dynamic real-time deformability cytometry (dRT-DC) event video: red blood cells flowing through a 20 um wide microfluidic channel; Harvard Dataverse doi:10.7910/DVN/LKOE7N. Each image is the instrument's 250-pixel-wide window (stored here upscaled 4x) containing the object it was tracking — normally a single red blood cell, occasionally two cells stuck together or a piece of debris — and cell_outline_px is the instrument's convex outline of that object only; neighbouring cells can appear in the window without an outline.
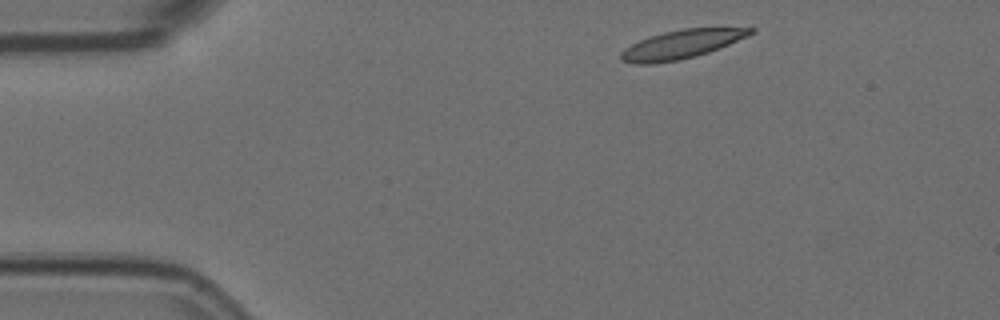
{"species": "Egyptian fruit bat (a non-hibernating species)", "species_latin": "Rousettus aegyptiacus", "temperature_condition": "room temperature", "stored_images_in_passage": 4, "segment_of_instrument_passage": [1, 2], "camera_frame_rate_fps": 3000, "um_per_image_px": 0.085, "animal": {"sex": "female"}, "frame": {"image": 1, "passage_image": 1, "time_ms": 0.0, "image_size_px": [1000, 320], "cell_outline_px": [[756, 32], [720, 48], [696, 56], [680, 60], [652, 64], [632, 64], [620, 60], [620, 52], [624, 48], [648, 36], [664, 32], [684, 28], [756, 28]], "centroid_in_image_um": [57.89, 3.78], "position_along_channel_um": 27.1, "area_um2": 21.73}}